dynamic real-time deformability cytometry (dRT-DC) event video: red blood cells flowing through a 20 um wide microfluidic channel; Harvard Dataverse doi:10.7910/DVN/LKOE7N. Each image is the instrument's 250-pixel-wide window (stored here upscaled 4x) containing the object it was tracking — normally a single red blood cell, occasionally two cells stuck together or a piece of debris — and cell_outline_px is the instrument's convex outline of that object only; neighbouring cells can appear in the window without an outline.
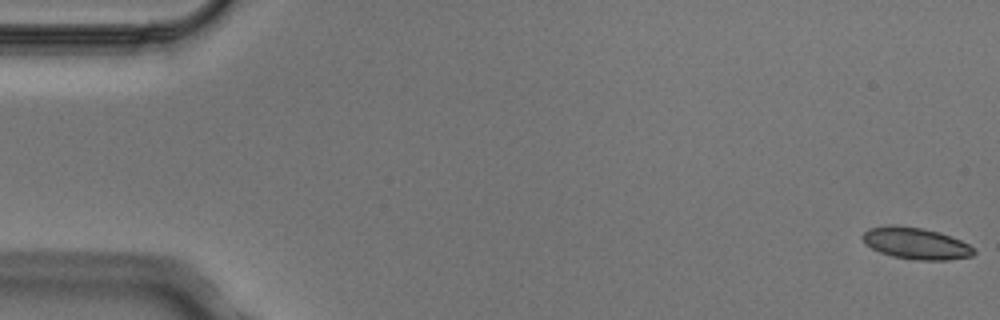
{"species": "Egyptian fruit bat (a non-hibernating species)", "species_latin": "Rousettus aegyptiacus", "temperature_condition": "cold", "stored_images_in_passage": 5, "camera_frame_rate_fps": 3000, "um_per_image_px": 0.085, "animal": {"sex": "male"}, "frame": {"image": 1, "passage_image": 1, "time_ms": 0.0, "image_size_px": [1000, 320], "cell_outline_px": [[976, 252], [972, 256], [948, 260], [916, 260], [892, 256], [880, 252], [872, 248], [860, 236], [864, 232], [872, 228], [892, 224], [924, 228], [940, 232], [960, 240], [968, 244]], "centroid_in_image_um": [77.87, 20.68], "position_along_channel_um": 7.1, "area_um2": 20.4}}
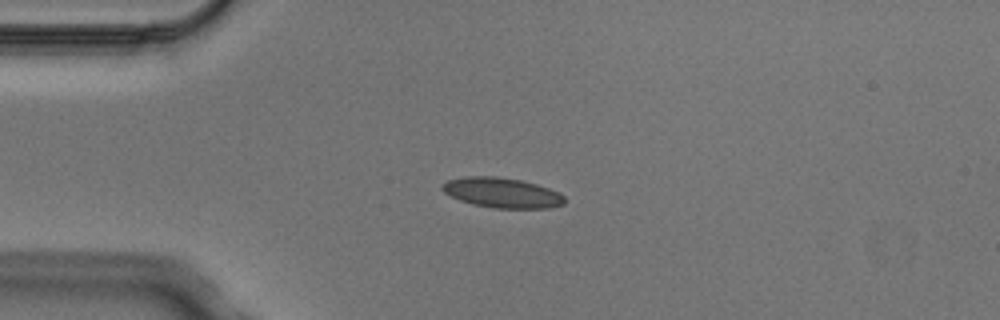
{"frame": {"image": 2, "passage_image": 4, "time_ms": 1.0, "image_size_px": [1000, 320], "cell_outline_px": [[564, 204], [548, 208], [492, 208], [472, 204], [460, 200], [444, 192], [440, 188], [440, 184], [448, 180], [464, 176], [496, 176], [520, 180], [536, 184], [560, 192], [564, 196]], "centroid_in_image_um": [42.65, 16.38], "position_along_channel_um": 42.4, "area_um2": 21.5}}